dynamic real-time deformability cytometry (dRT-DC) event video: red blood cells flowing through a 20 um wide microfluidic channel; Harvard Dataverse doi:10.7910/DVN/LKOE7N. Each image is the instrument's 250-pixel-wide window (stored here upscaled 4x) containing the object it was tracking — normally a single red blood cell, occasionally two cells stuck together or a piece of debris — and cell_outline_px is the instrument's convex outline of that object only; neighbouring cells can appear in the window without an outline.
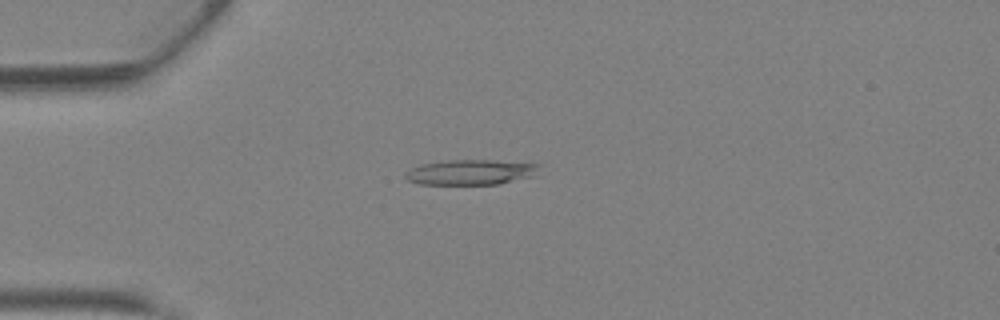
{"species": "Egyptian fruit bat (a non-hibernating species)", "species_latin": "Rousettus aegyptiacus", "temperature_condition": "warm", "stored_images_in_passage": 35, "camera_frame_rate_fps": 3000, "um_per_image_px": 0.085, "animal": {"sex": "female"}, "frame": {"image": 1, "passage_image": 5, "time_ms": 1.333, "image_size_px": [1000, 320], "cell_outline_px": [[540, 164], [536, 176], [500, 184], [420, 184], [408, 180], [404, 176], [412, 168], [420, 164], [448, 160], [492, 160]], "centroid_in_image_um": [40.06, 14.64], "position_along_channel_um": 44.9, "area_um2": 19.65}}
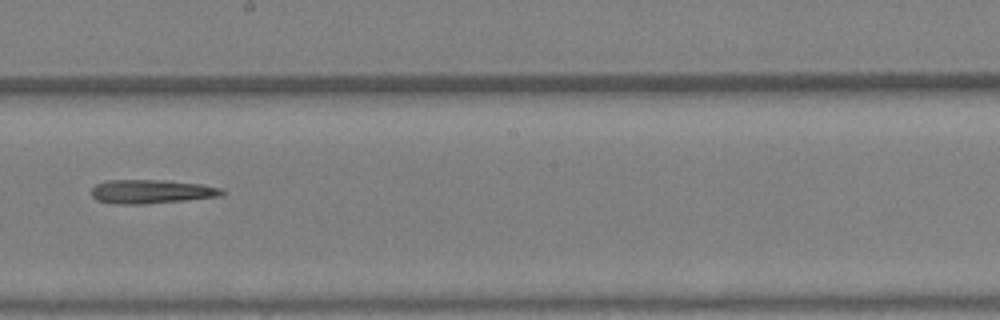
{"frame": {"image": 2, "passage_image": 18, "time_ms": 5.667, "image_size_px": [1000, 320], "cell_outline_px": [[224, 196], [144, 204], [112, 204], [96, 200], [92, 196], [92, 188], [96, 184], [108, 180], [164, 180], [200, 184], [224, 188]], "centroid_in_image_um": [12.88, 16.29], "position_along_channel_um": 235.3, "area_um2": 18.26}}
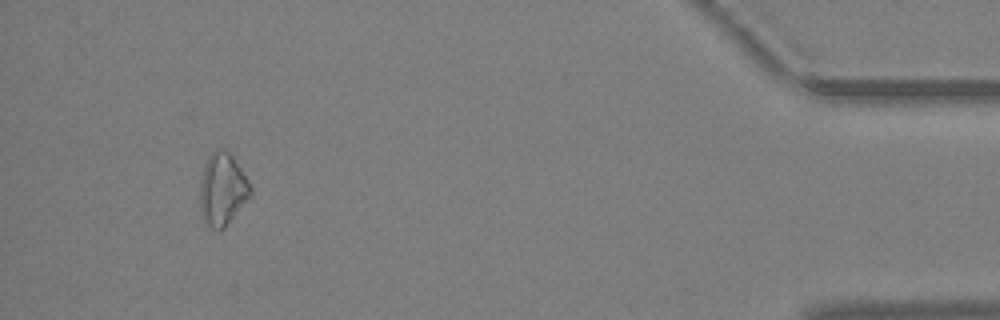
{"frame": {"image": 3, "passage_image": 33, "time_ms": 10.667, "image_size_px": [1000, 320], "cell_outline_px": [[252, 196], [224, 228], [212, 228], [204, 220], [200, 208], [200, 180], [208, 156], [216, 148], [228, 152], [232, 156], [252, 184]], "centroid_in_image_um": [18.94, 16.08], "position_along_channel_um": 416.3, "area_um2": 21.27}}